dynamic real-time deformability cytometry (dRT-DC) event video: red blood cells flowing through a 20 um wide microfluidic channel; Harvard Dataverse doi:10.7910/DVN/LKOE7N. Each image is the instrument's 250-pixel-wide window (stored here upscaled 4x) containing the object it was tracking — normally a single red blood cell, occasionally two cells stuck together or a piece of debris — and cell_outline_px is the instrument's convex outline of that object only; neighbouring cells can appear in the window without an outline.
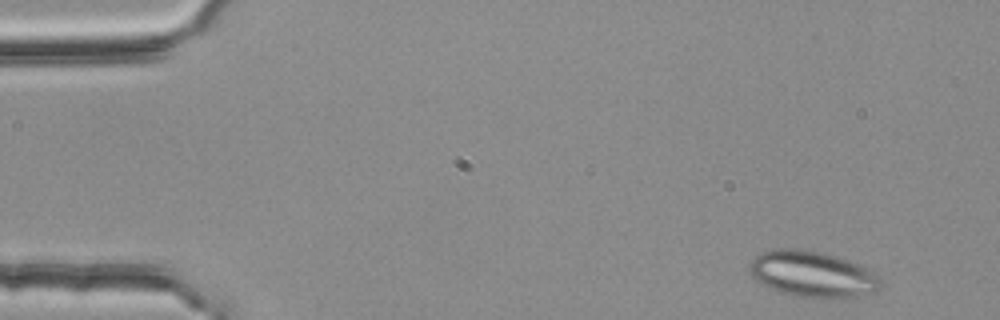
{"species": "common noctule bat (a hibernating species)", "species_latin": "Nyctalus noctula", "temperature_condition": "room temperature", "stored_images_in_passage": 49, "segment_of_instrument_passage": [1, 2], "camera_frame_rate_fps": 3000, "um_per_image_px": 0.085, "animal": {"sex": "female", "body_mass_g": 25.1}, "frame": {"image": 1, "passage_image": 2, "time_ms": 0.333, "image_size_px": [1000, 320], "cell_outline_px": [[880, 288], [876, 292], [856, 296], [824, 300], [796, 296], [772, 288], [756, 280], [752, 276], [748, 268], [752, 260], [760, 252], [772, 248], [796, 248], [820, 252], [848, 260], [880, 276]], "centroid_in_image_um": [69.05, 23.31], "position_along_channel_um": 16.0, "area_um2": 35.2}}